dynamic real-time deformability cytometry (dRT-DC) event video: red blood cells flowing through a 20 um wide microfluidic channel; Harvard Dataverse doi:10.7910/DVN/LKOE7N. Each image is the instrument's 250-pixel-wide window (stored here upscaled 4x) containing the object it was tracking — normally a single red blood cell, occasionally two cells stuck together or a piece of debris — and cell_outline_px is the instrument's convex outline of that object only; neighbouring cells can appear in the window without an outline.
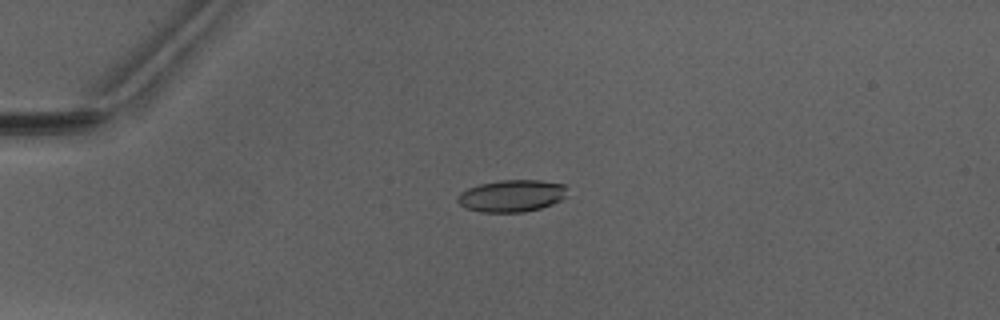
{"species": "Egyptian fruit bat (a non-hibernating species)", "species_latin": "Rousettus aegyptiacus", "temperature_condition": "warm", "stored_images_in_passage": 5, "camera_frame_rate_fps": 3000, "um_per_image_px": 0.085, "animal": {"sex": "male"}, "frame": {"image": 1, "passage_image": 4, "time_ms": 3.667, "image_size_px": [1000, 320], "cell_outline_px": [[564, 196], [560, 200], [552, 204], [540, 208], [524, 212], [480, 212], [464, 208], [456, 200], [456, 196], [460, 192], [468, 188], [480, 184], [500, 180], [540, 180], [564, 184]], "centroid_in_image_um": [43.42, 16.65], "position_along_channel_um": 41.6, "area_um2": 20.4}}